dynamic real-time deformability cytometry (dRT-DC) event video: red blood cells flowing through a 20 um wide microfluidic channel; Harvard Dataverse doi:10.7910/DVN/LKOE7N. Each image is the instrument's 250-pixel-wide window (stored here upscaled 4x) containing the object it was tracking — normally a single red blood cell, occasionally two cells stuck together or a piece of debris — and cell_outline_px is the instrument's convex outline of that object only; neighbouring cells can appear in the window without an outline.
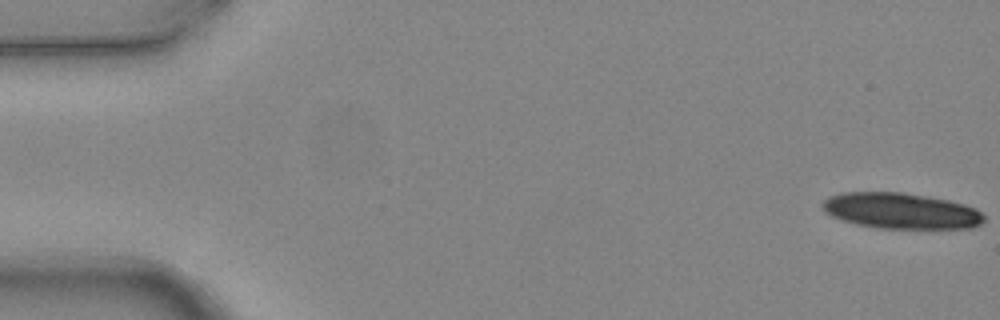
{"species": "common noctule bat (a hibernating species)", "species_latin": "Nyctalus noctula", "temperature_condition": "warm", "stored_images_in_passage": 5, "camera_frame_rate_fps": 3000, "um_per_image_px": 0.085, "animal": {"sex": "female", "body_mass_g": 24.6, "forearm_length_mm": 56.2}, "frame": {"image": 1, "passage_image": 1, "time_ms": 0.0, "image_size_px": [1000, 320], "cell_outline_px": [[984, 220], [980, 224], [972, 228], [876, 228], [856, 224], [840, 220], [824, 212], [820, 204], [828, 196], [840, 192], [904, 192], [928, 196], [948, 200], [964, 204], [976, 208], [984, 216]], "centroid_in_image_um": [76.53, 17.91], "position_along_channel_um": 8.5, "area_um2": 34.04}}